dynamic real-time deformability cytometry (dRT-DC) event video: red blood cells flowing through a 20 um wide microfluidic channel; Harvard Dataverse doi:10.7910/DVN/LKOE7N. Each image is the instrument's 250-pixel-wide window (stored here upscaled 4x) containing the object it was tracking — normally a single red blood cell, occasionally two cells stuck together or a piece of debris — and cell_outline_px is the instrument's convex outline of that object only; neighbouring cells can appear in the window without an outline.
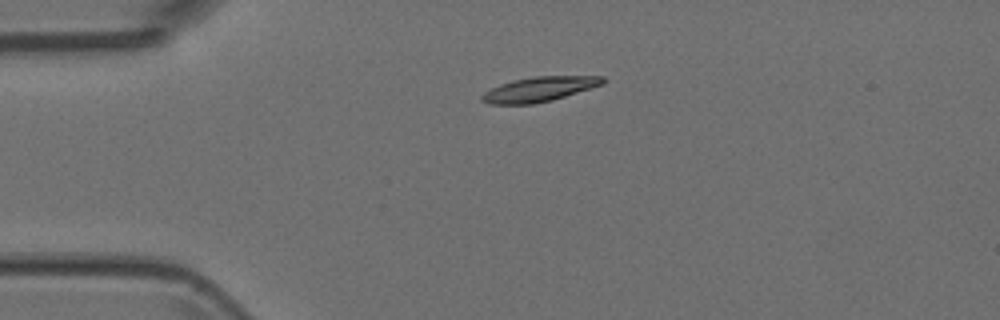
{"species": "Egyptian fruit bat (a non-hibernating species)", "species_latin": "Rousettus aegyptiacus", "temperature_condition": "room temperature", "stored_images_in_passage": 40, "camera_frame_rate_fps": 3000, "um_per_image_px": 0.085, "animal": {"sex": "female"}, "frame": {"image": 1, "passage_image": 1, "time_ms": 0.0, "image_size_px": [1000, 320], "cell_outline_px": [[608, 80], [604, 84], [552, 100], [532, 104], [488, 104], [480, 100], [480, 96], [484, 92], [500, 84], [512, 80], [536, 76], [604, 76]], "centroid_in_image_um": [45.84, 7.58], "position_along_channel_um": 39.2, "area_um2": 17.51}}
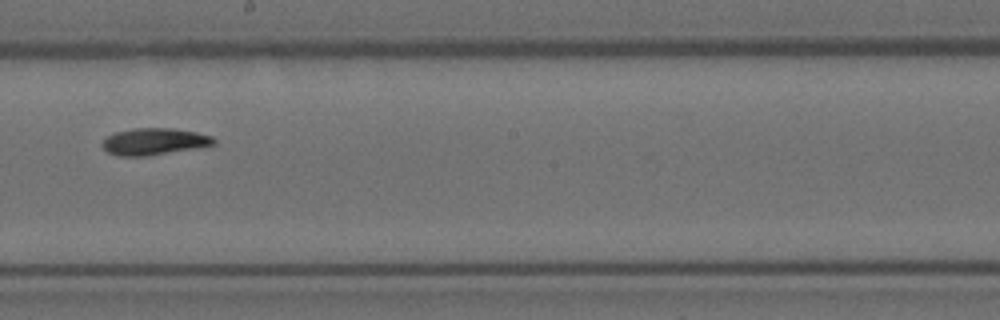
{"frame": {"image": 2, "passage_image": 18, "time_ms": 5.667, "image_size_px": [1000, 320], "cell_outline_px": [[216, 144], [196, 148], [144, 156], [116, 156], [108, 152], [100, 144], [108, 136], [116, 132], [132, 128], [172, 128], [196, 132], [212, 136], [216, 140]], "centroid_in_image_um": [13.1, 12.02], "position_along_channel_um": 235.1, "area_um2": 17.34}}
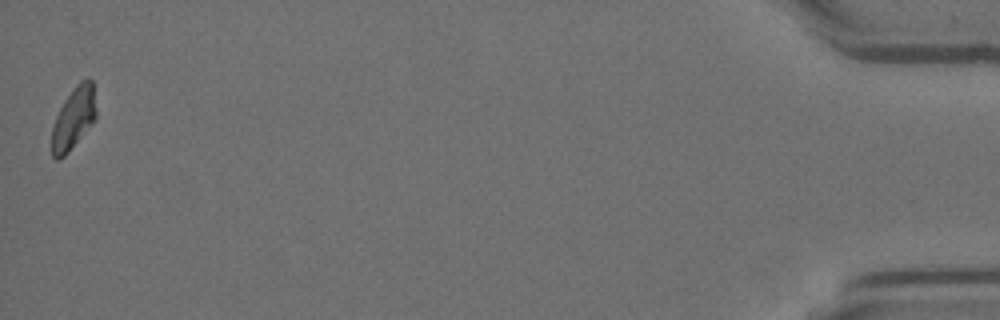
{"frame": {"image": 3, "passage_image": 40, "time_ms": 13.0, "image_size_px": [1000, 320], "cell_outline_px": [[96, 116], [92, 124], [68, 152], [60, 160], [56, 160], [52, 156], [52, 128], [56, 116], [64, 100], [72, 88], [80, 80], [88, 76], [92, 80], [96, 108]], "centroid_in_image_um": [6.26, 10.02], "position_along_channel_um": 428.9, "area_um2": 16.07}}